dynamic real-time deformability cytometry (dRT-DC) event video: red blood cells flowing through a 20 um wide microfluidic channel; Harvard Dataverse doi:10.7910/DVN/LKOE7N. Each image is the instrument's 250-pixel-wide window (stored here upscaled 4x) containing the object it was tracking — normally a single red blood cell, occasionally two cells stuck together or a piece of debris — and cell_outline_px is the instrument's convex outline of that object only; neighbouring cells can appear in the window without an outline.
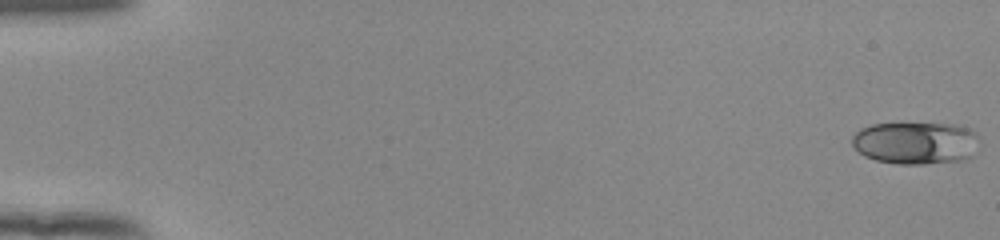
{"species": "human", "species_latin": "Homo sapiens", "temperature_condition": "room temperature", "stored_images_in_passage": 54, "camera_frame_rate_fps": 3000, "um_per_image_px": 0.085, "donor": {"sex": "female"}, "frame": {"image": 1, "passage_image": 1, "time_ms": 0.0, "image_size_px": [1000, 240], "cell_outline_px": [[980, 148], [972, 156], [964, 160], [924, 164], [896, 164], [876, 160], [864, 156], [852, 144], [852, 136], [860, 128], [872, 124], [956, 124], [972, 128], [976, 132], [980, 140]], "centroid_in_image_um": [77.91, 12.15], "position_along_channel_um": 7.1, "area_um2": 31.96}}
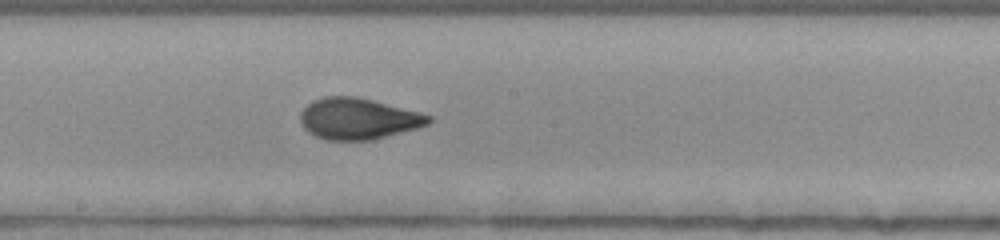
{"frame": {"image": 2, "passage_image": 31, "time_ms": 10.0, "image_size_px": [1000, 240], "cell_outline_px": [[432, 120], [428, 124], [416, 128], [372, 140], [324, 140], [308, 132], [304, 128], [300, 120], [300, 112], [312, 100], [324, 96], [356, 96], [420, 112], [432, 116]], "centroid_in_image_um": [30.42, 10.09], "position_along_channel_um": 217.8, "area_um2": 30.81}}
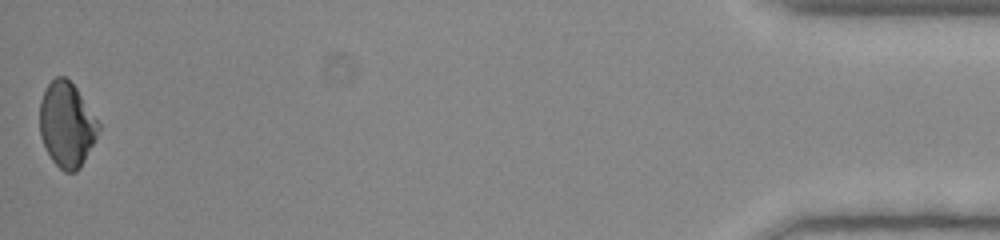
{"frame": {"image": 3, "passage_image": 54, "time_ms": 17.667, "image_size_px": [1000, 240], "cell_outline_px": [[100, 128], [80, 168], [76, 172], [64, 172], [52, 160], [40, 136], [40, 100], [48, 84], [56, 76], [64, 76], [76, 88], [100, 124]], "centroid_in_image_um": [5.66, 10.59], "position_along_channel_um": 429.5, "area_um2": 28.61}, "authors_computed_cell_mechanics": {"area_um2": 30.4028, "velocity_mm_per_s": 3.8956, "shape_relaxation_time_tau1_ms": 4.182, "shape_relaxation_time_tau2_ms": 1.0678, "deformation_change_tau1": 0.1244, "deformation_change_tau2": 0.0411}}